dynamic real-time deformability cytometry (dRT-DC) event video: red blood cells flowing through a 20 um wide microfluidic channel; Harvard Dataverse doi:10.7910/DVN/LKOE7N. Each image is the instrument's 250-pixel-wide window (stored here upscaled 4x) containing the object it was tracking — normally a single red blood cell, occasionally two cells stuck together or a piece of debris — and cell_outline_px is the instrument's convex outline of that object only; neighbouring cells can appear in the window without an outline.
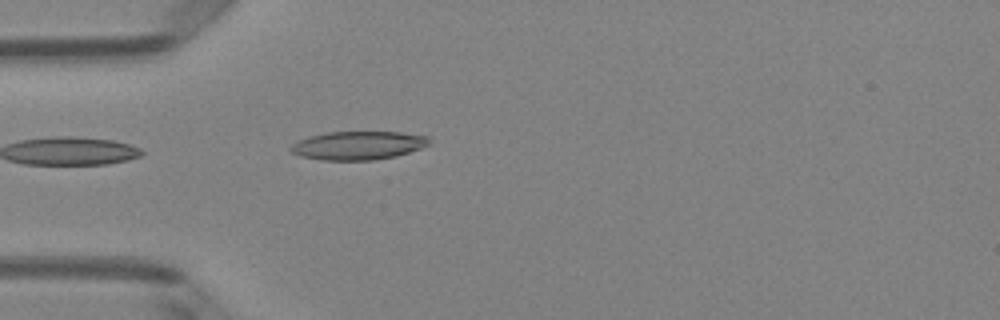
{"species": "Egyptian fruit bat (a non-hibernating species)", "species_latin": "Rousettus aegyptiacus", "temperature_condition": "room temperature", "stored_images_in_passage": 3, "camera_frame_rate_fps": 3000, "um_per_image_px": 0.085, "animal": {"sex": "female"}, "frame": {"image": 1, "passage_image": 3, "time_ms": 0.667, "image_size_px": [1000, 320], "cell_outline_px": [[428, 144], [420, 148], [396, 156], [372, 160], [320, 160], [300, 156], [292, 152], [288, 148], [296, 140], [308, 136], [328, 132], [400, 132], [428, 136]], "centroid_in_image_um": [30.37, 12.36], "position_along_channel_um": 54.6, "area_um2": 22.95}}